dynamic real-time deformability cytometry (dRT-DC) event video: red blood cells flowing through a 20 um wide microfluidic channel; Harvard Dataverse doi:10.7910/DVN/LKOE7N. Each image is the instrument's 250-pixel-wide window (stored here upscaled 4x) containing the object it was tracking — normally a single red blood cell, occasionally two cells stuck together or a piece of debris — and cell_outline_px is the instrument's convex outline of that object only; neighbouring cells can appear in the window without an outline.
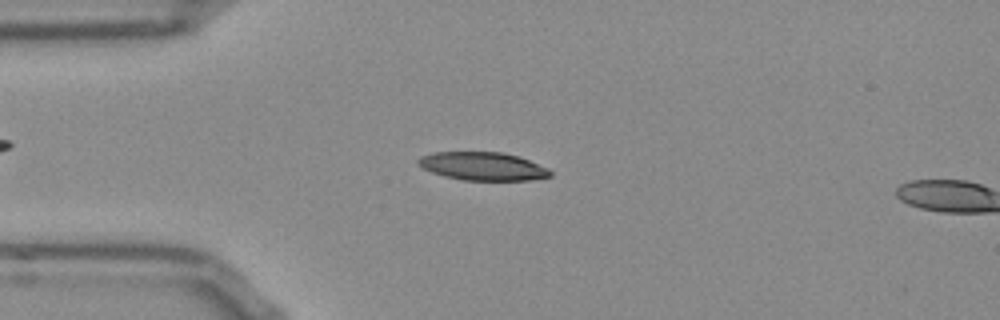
{"species": "Egyptian fruit bat (a non-hibernating species)", "species_latin": "Rousettus aegyptiacus", "temperature_condition": "room temperature", "stored_images_in_passage": 14, "camera_frame_rate_fps": 3000, "um_per_image_px": 0.085, "frame": {"image": 1, "passage_image": 12, "time_ms": 3.667, "image_size_px": [1000, 320], "cell_outline_px": [[552, 176], [528, 180], [464, 180], [444, 176], [432, 172], [416, 164], [416, 160], [420, 156], [432, 152], [500, 152], [516, 156], [528, 160], [548, 168], [552, 172]], "centroid_in_image_um": [41.0, 14.13], "position_along_channel_um": 44.0, "area_um2": 21.62}}